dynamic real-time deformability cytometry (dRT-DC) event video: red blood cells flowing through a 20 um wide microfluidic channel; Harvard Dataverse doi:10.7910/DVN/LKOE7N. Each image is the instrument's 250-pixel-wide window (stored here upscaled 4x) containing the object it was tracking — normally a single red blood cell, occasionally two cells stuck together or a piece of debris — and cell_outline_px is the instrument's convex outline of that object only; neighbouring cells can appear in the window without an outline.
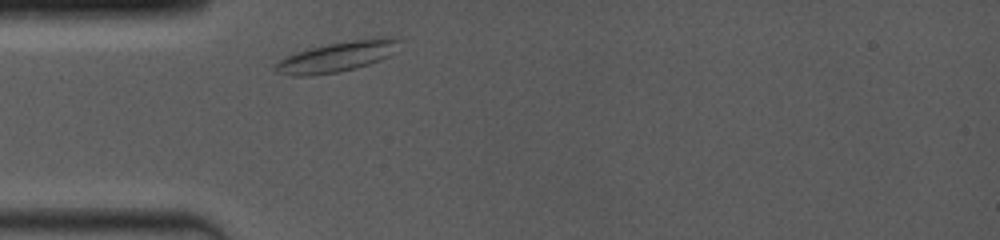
{"species": "common noctule bat (a hibernating species)", "species_latin": "Nyctalus noctula", "temperature_condition": "room temperature", "stored_images_in_passage": 1, "camera_frame_rate_fps": 4000, "um_per_image_px": 0.085, "animal": {"sex": "female", "body_mass_g": 19.0, "forearm_length_mm": 53.3}, "frame": {"image": 1, "passage_image": 1, "time_ms": 0.0, "image_size_px": [1000, 240], "cell_outline_px": [[400, 40], [388, 56], [380, 60], [356, 68], [340, 72], [312, 76], [288, 76], [276, 72], [276, 64], [284, 56], [296, 52], [328, 44], [352, 40], [380, 36], [396, 36]], "centroid_in_image_um": [28.63, 4.82], "position_along_channel_um": 56.4, "area_um2": 21.79}}